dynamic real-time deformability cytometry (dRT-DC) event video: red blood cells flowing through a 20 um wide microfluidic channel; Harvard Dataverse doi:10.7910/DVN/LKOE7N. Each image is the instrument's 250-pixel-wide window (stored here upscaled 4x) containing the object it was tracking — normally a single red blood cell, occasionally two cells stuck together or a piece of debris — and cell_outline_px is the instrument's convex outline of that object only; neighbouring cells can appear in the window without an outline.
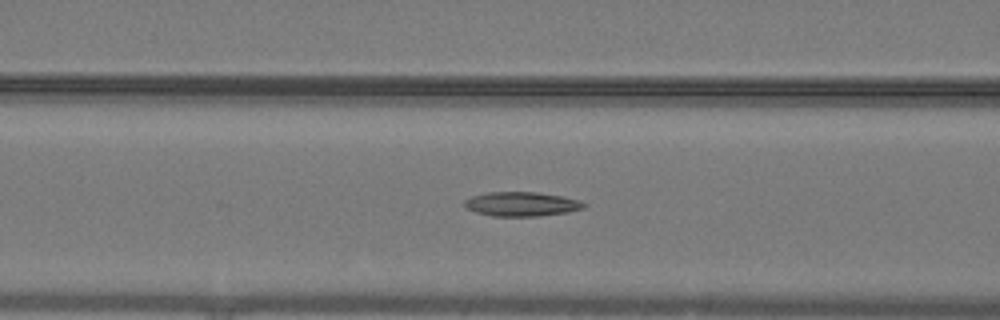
{"species": "common noctule bat (a hibernating species)", "species_latin": "Nyctalus noctula", "temperature_condition": "warm", "stored_images_in_passage": 49, "camera_frame_rate_fps": 3000, "um_per_image_px": 0.085, "animal": {"sex": "male", "body_mass_g": 19.2, "forearm_length_mm": 51.8}, "frame": {"image": 1, "passage_image": 22, "time_ms": 7.0, "image_size_px": [1000, 320], "cell_outline_px": [[588, 204], [584, 208], [568, 212], [540, 216], [492, 216], [476, 212], [464, 208], [464, 200], [472, 196], [488, 192], [540, 192], [580, 200]], "centroid_in_image_um": [44.33, 17.34], "position_along_channel_um": 122.3, "area_um2": 17.05}}
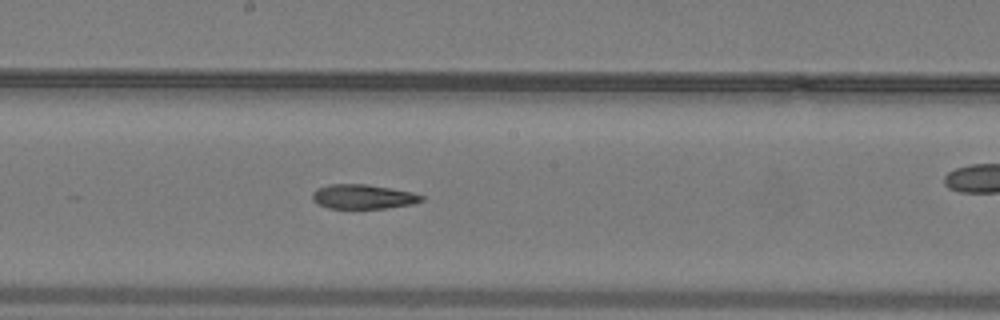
{"frame": {"image": 2, "passage_image": 29, "time_ms": 9.333, "image_size_px": [1000, 320], "cell_outline_px": [[424, 200], [412, 204], [388, 208], [328, 208], [312, 200], [312, 192], [316, 188], [328, 184], [364, 184], [412, 192], [424, 196]], "centroid_in_image_um": [30.84, 16.71], "position_along_channel_um": 217.4, "area_um2": 15.49}}
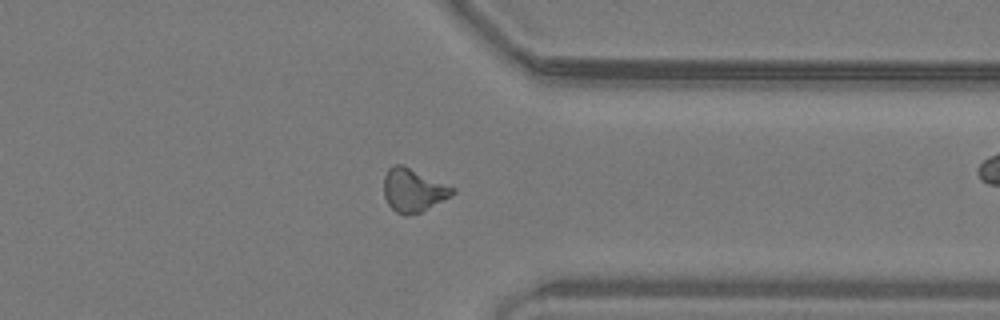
{"frame": {"image": 3, "passage_image": 41, "time_ms": 13.333, "image_size_px": [1000, 320], "cell_outline_px": [[456, 192], [420, 212], [404, 216], [396, 212], [388, 204], [384, 196], [384, 176], [388, 168], [392, 164], [400, 164], [456, 188]], "centroid_in_image_um": [35.09, 16.16], "position_along_channel_um": 376.3, "area_um2": 16.99}}